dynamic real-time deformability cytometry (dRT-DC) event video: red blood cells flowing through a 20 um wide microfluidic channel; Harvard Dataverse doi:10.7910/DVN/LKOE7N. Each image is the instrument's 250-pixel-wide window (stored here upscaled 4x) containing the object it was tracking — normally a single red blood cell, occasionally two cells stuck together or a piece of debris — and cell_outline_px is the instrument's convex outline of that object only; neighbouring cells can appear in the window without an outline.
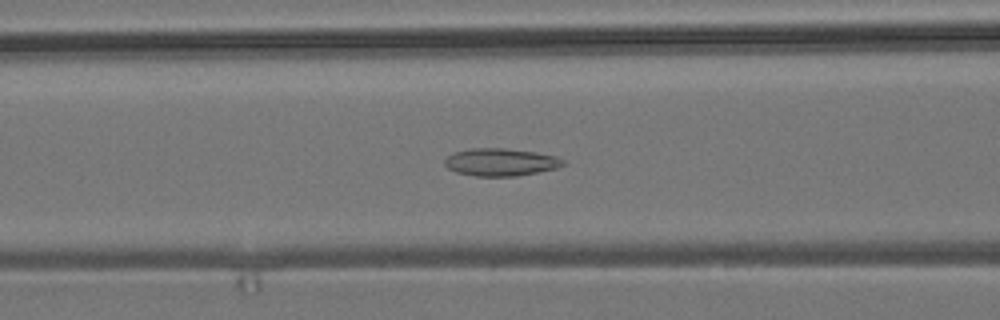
{"species": "common noctule bat (a hibernating species)", "species_latin": "Nyctalus noctula", "temperature_condition": "room temperature", "stored_images_in_passage": 53, "camera_frame_rate_fps": 3000, "um_per_image_px": 0.085, "animal": {"sex": "male", "body_mass_g": 19.2, "forearm_length_mm": 51.8}, "frame": {"image": 1, "passage_image": 21, "time_ms": 6.667, "image_size_px": [1000, 320], "cell_outline_px": [[568, 164], [556, 168], [540, 172], [516, 176], [476, 176], [456, 172], [448, 168], [444, 164], [444, 160], [452, 152], [472, 148], [504, 148], [536, 152], [556, 156], [564, 160]], "centroid_in_image_um": [42.57, 13.78], "position_along_channel_um": 124.0, "area_um2": 19.19}}
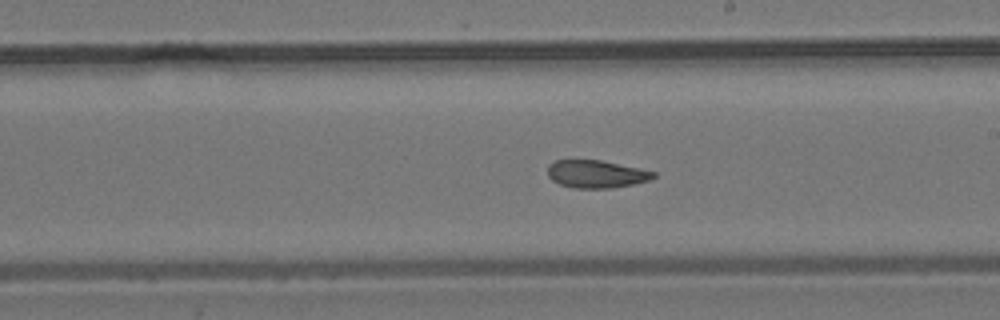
{"frame": {"image": 2, "passage_image": 30, "time_ms": 9.667, "image_size_px": [1000, 320], "cell_outline_px": [[656, 176], [648, 180], [632, 184], [612, 188], [572, 188], [560, 184], [552, 180], [548, 176], [548, 164], [556, 160], [600, 160], [656, 172]], "centroid_in_image_um": [50.64, 14.79], "position_along_channel_um": 238.4, "area_um2": 16.94}}
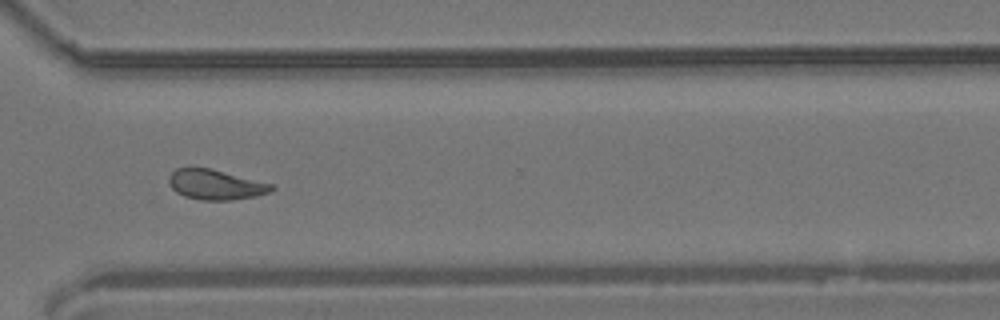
{"frame": {"image": 3, "passage_image": 39, "time_ms": 12.667, "image_size_px": [1000, 320], "cell_outline_px": [[276, 188], [272, 192], [256, 196], [232, 200], [200, 200], [184, 196], [176, 192], [168, 184], [168, 176], [176, 168], [212, 168], [272, 184]], "centroid_in_image_um": [18.33, 15.7], "position_along_channel_um": 352.3, "area_um2": 18.15}, "authors_computed_cell_mechanics": {"area_um2": 18.5538, "velocity_mm_per_s": 3.8009, "shape_relaxation_time_tau1_ms": null, "shape_relaxation_time_tau2_ms": 2.6811, "deformation_change_tau1": null, "deformation_change_tau2": 0.0949}}